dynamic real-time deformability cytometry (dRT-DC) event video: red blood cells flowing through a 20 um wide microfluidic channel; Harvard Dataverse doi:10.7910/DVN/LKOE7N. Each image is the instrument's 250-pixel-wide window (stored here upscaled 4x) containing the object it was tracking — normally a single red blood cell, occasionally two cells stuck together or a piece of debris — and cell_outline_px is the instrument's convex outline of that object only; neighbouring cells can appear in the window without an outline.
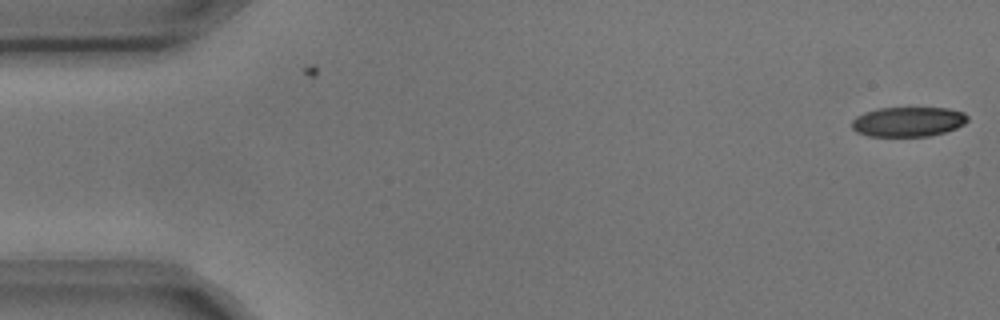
{"species": "common noctule bat (a hibernating species)", "species_latin": "Nyctalus noctula", "temperature_condition": "cold", "stored_images_in_passage": 6, "camera_frame_rate_fps": 3000, "um_per_image_px": 0.085, "animal": {"sex": "male", "body_mass_g": 17.9, "forearm_length_mm": 54.2}, "frame": {"image": 1, "passage_image": 1, "time_ms": 0.0, "image_size_px": [1000, 320], "cell_outline_px": [[968, 120], [964, 124], [956, 128], [944, 132], [928, 136], [868, 136], [856, 132], [852, 128], [852, 120], [856, 116], [864, 112], [880, 108], [948, 108], [964, 112], [968, 116]], "centroid_in_image_um": [77.19, 10.34], "position_along_channel_um": 7.8, "area_um2": 20.11}}
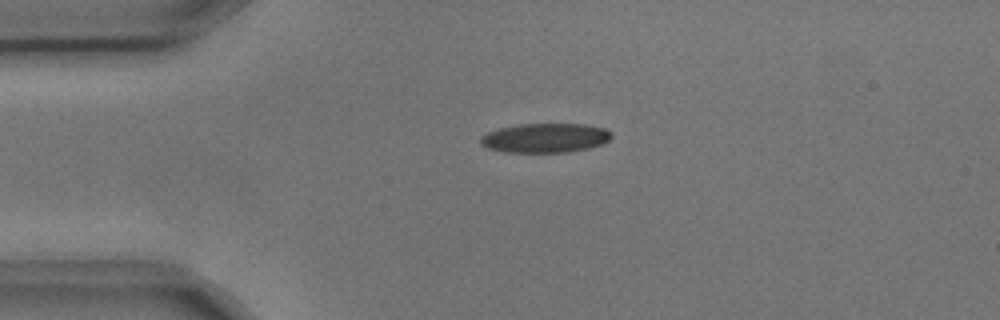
{"frame": {"image": 2, "passage_image": 4, "time_ms": 1.0, "image_size_px": [1000, 320], "cell_outline_px": [[612, 136], [608, 140], [600, 144], [588, 148], [568, 152], [504, 152], [488, 148], [480, 144], [480, 136], [488, 132], [500, 128], [520, 124], [584, 124], [604, 128], [612, 132]], "centroid_in_image_um": [46.32, 11.72], "position_along_channel_um": 38.7, "area_um2": 22.31}}